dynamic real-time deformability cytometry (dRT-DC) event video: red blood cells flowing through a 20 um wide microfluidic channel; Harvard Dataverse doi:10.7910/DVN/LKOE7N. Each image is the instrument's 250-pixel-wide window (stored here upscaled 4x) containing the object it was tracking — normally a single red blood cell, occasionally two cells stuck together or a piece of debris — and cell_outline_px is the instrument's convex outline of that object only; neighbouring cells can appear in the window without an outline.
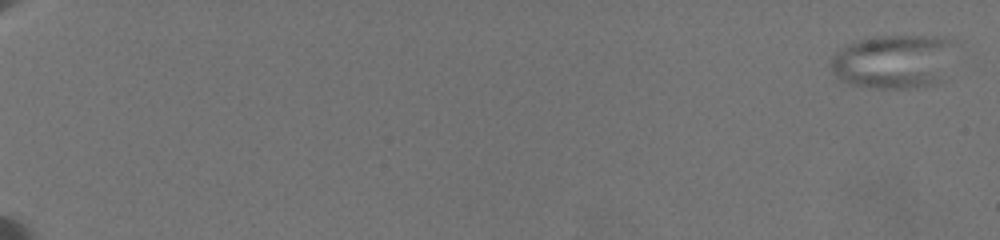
{"species": "common noctule bat (a hibernating species)", "species_latin": "Nyctalus noctula", "temperature_condition": "warm", "stored_images_in_passage": 32, "camera_frame_rate_fps": 3000, "um_per_image_px": 0.085, "animal": {"sex": "female", "body_mass_g": 19.5, "forearm_length_mm": 54.1}, "frame": {"image": 1, "passage_image": 1, "time_ms": 0.0, "image_size_px": [1000, 240], "cell_outline_px": [[956, 44], [936, 80], [932, 84], [916, 88], [872, 88], [848, 84], [840, 80], [832, 72], [828, 64], [832, 56], [840, 48], [848, 44], [860, 40], [876, 36], [944, 36], [952, 40]], "centroid_in_image_um": [75.84, 5.21], "position_along_channel_um": 9.2, "area_um2": 38.73}}